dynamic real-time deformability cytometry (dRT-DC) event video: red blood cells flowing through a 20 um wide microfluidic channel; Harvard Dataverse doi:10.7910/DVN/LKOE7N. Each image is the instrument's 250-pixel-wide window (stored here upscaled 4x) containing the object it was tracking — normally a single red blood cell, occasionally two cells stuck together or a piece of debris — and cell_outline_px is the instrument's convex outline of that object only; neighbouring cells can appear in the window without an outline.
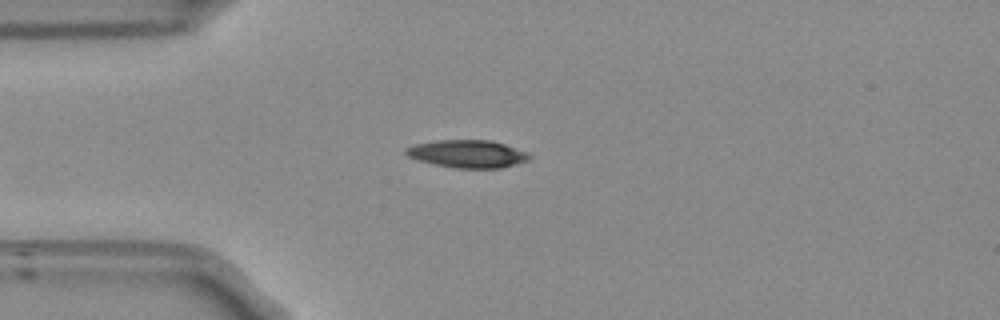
{"species": "Egyptian fruit bat (a non-hibernating species)", "species_latin": "Rousettus aegyptiacus", "temperature_condition": "room temperature", "stored_images_in_passage": 39, "camera_frame_rate_fps": 3000, "um_per_image_px": 0.085, "frame": {"image": 1, "passage_image": 3, "time_ms": 0.667, "image_size_px": [1000, 320], "cell_outline_px": [[532, 156], [528, 160], [500, 168], [452, 168], [420, 160], [408, 156], [404, 152], [404, 148], [416, 144], [436, 140], [492, 140], [528, 152]], "centroid_in_image_um": [39.74, 13.07], "position_along_channel_um": 45.3, "area_um2": 19.83}}
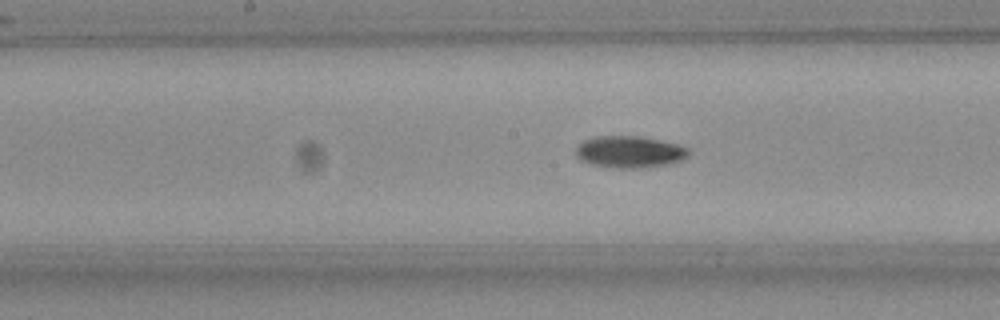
{"frame": {"image": 2, "passage_image": 16, "time_ms": 5.0, "image_size_px": [1000, 320], "cell_outline_px": [[692, 152], [688, 156], [680, 160], [668, 164], [640, 168], [620, 168], [592, 164], [576, 156], [576, 148], [584, 140], [596, 136], [640, 136], [676, 144], [692, 148]], "centroid_in_image_um": [53.57, 12.9], "position_along_channel_um": 194.6, "area_um2": 20.75}}
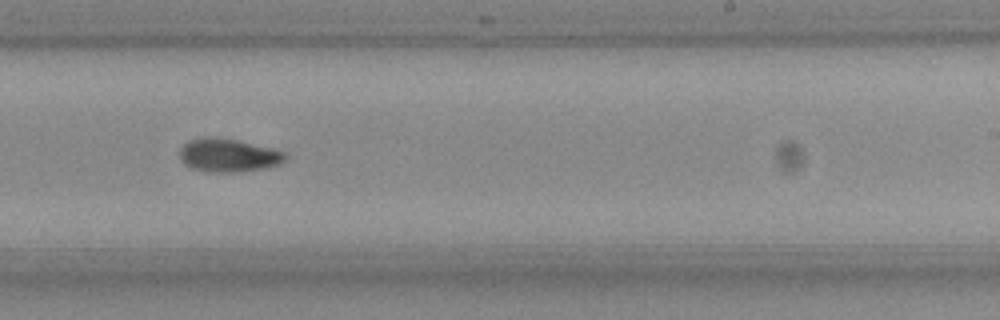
{"frame": {"image": 3, "passage_image": 22, "time_ms": 7.0, "image_size_px": [1000, 320], "cell_outline_px": [[288, 156], [280, 164], [268, 168], [240, 172], [212, 172], [192, 168], [184, 164], [180, 160], [180, 148], [188, 140], [204, 136], [236, 140], [272, 148], [284, 152]], "centroid_in_image_um": [19.41, 13.21], "position_along_channel_um": 269.6, "area_um2": 20.58}, "authors_computed_cell_mechanics": {"area_um2": 19.8254, "velocity_mm_per_s": 3.7682, "shape_relaxation_time_tau1_ms": 4.9039, "shape_relaxation_time_tau2_ms": null, "deformation_change_tau1": 0.1707, "deformation_change_tau2": null}}